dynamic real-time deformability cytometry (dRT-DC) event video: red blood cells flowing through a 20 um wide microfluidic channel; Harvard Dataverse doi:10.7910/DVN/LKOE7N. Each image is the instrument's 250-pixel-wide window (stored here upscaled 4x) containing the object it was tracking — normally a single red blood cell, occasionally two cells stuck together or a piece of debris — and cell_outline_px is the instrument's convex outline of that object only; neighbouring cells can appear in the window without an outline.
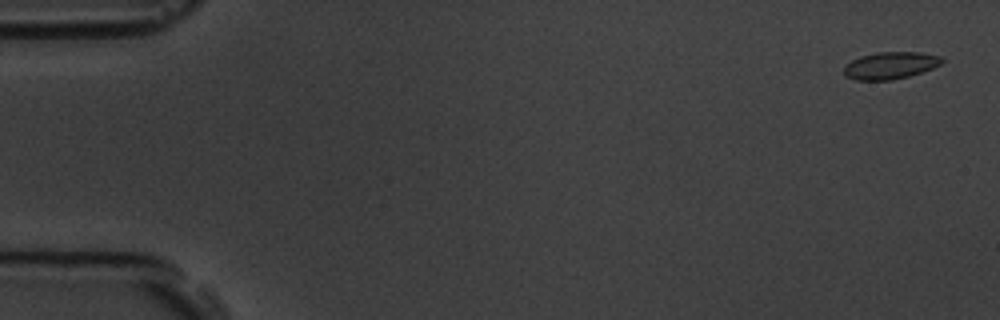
{"species": "common noctule bat (a hibernating species)", "species_latin": "Nyctalus noctula", "temperature_condition": "room temperature", "stored_images_in_passage": 6, "camera_frame_rate_fps": 3000, "um_per_image_px": 0.085, "animal": {"sex": "male", "body_mass_g": 19.5, "forearm_length_mm": 54.6}, "frame": {"image": 1, "passage_image": 1, "time_ms": 0.0, "image_size_px": [1000, 320], "cell_outline_px": [[944, 60], [940, 64], [932, 68], [908, 76], [892, 80], [856, 80], [844, 76], [844, 64], [860, 56], [876, 52], [920, 52], [940, 56]], "centroid_in_image_um": [75.63, 5.56], "position_along_channel_um": 9.4, "area_um2": 15.49}}
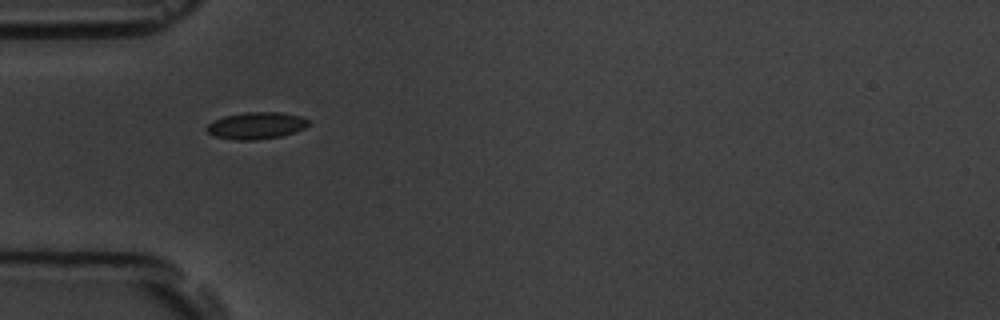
{"frame": {"image": 2, "passage_image": 5, "time_ms": 5.333, "image_size_px": [1000, 320], "cell_outline_px": [[308, 124], [304, 128], [280, 136], [256, 140], [236, 140], [216, 136], [208, 132], [204, 128], [212, 120], [224, 116], [244, 112], [280, 112], [300, 116], [308, 120]], "centroid_in_image_um": [21.73, 10.66], "position_along_channel_um": 63.3, "area_um2": 15.84}}
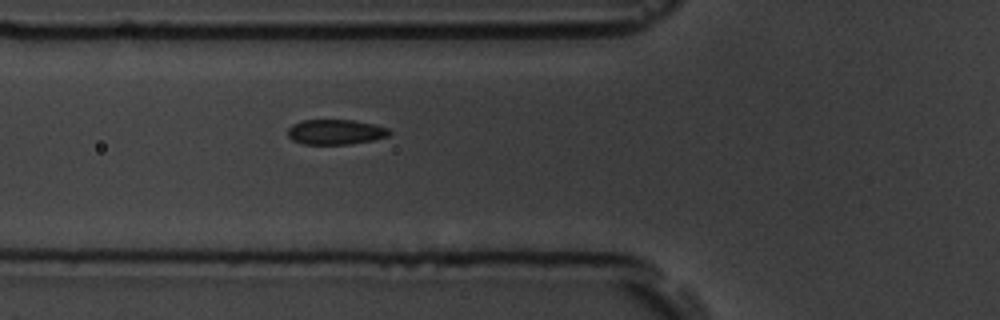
{"frame": {"image": 3, "passage_image": 6, "time_ms": 6.333, "image_size_px": [1000, 320], "cell_outline_px": [[392, 132], [388, 136], [372, 140], [348, 144], [300, 144], [292, 140], [288, 136], [288, 128], [292, 124], [304, 120], [352, 120], [372, 124], [388, 128]], "centroid_in_image_um": [28.49, 11.22], "position_along_channel_um": 97.3, "area_um2": 14.8}}